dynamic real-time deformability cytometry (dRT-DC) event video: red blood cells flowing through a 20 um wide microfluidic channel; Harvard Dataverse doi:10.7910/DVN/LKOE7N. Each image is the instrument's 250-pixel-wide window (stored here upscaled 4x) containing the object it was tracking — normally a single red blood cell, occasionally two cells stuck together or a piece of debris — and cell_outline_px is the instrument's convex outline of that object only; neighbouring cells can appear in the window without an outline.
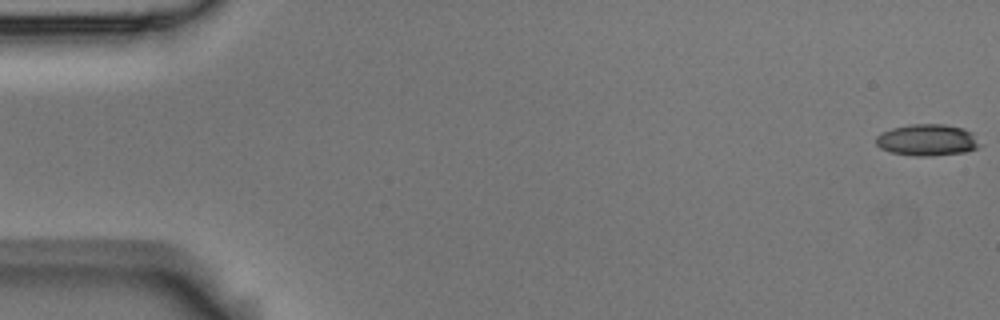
{"species": "Egyptian fruit bat (a non-hibernating species)", "species_latin": "Rousettus aegyptiacus", "temperature_condition": "room temperature", "stored_images_in_passage": 7, "camera_frame_rate_fps": 3000, "um_per_image_px": 0.085, "animal": {"sex": "male"}, "frame": {"image": 1, "passage_image": 1, "time_ms": 0.0, "image_size_px": [1000, 320], "cell_outline_px": [[984, 144], [976, 148], [964, 152], [932, 156], [912, 156], [888, 152], [880, 148], [876, 144], [876, 136], [880, 132], [892, 128], [908, 124], [944, 124], [964, 128], [972, 132]], "centroid_in_image_um": [78.82, 11.9], "position_along_channel_um": 6.2, "area_um2": 19.54}}
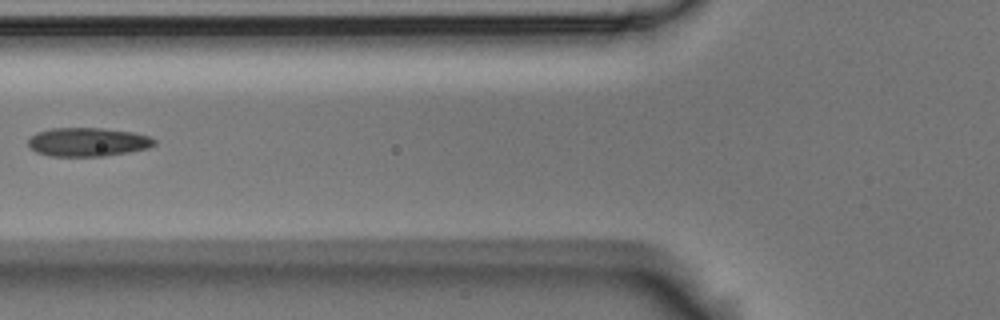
{"frame": {"image": 2, "passage_image": 6, "time_ms": 1.667, "image_size_px": [1000, 320], "cell_outline_px": [[156, 144], [148, 148], [128, 152], [104, 156], [48, 156], [36, 152], [28, 144], [28, 136], [36, 132], [52, 128], [104, 128], [132, 132], [148, 136], [156, 140]], "centroid_in_image_um": [7.43, 12.07], "position_along_channel_um": 118.4, "area_um2": 21.21}}
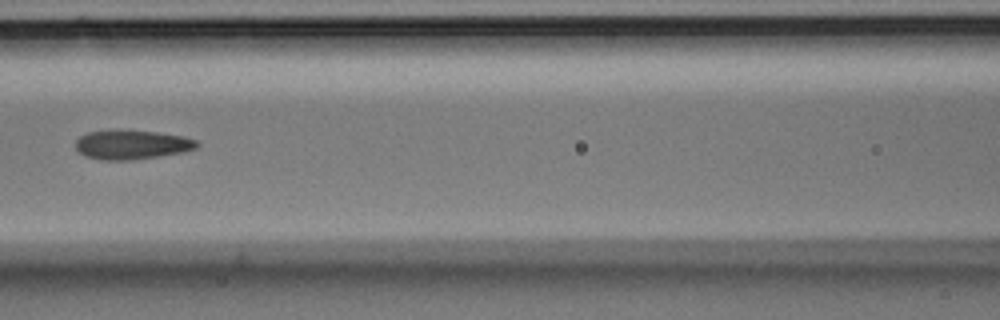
{"frame": {"image": 3, "passage_image": 7, "time_ms": 2.0, "image_size_px": [1000, 320], "cell_outline_px": [[200, 144], [196, 148], [184, 152], [132, 160], [100, 160], [84, 156], [76, 148], [76, 140], [80, 136], [88, 132], [156, 132], [184, 136], [196, 140]], "centroid_in_image_um": [11.23, 12.33], "position_along_channel_um": 155.4, "area_um2": 20.11}}